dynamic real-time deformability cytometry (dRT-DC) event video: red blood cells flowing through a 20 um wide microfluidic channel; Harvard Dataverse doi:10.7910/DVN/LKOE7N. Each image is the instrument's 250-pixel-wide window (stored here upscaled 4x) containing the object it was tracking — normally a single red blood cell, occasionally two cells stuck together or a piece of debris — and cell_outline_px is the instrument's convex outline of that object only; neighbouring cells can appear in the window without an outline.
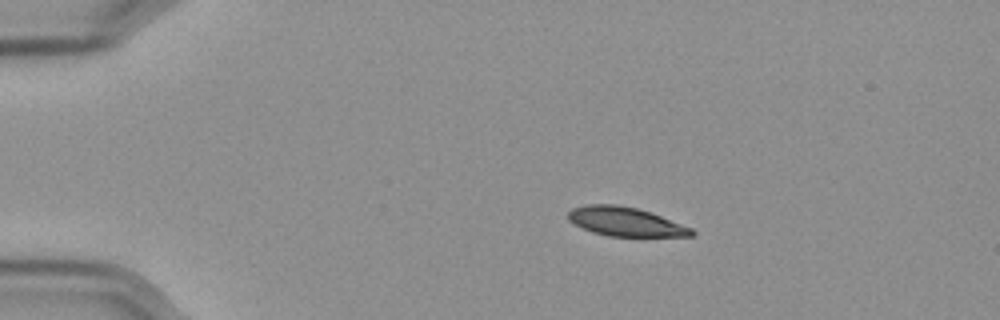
{"species": "Egyptian fruit bat (a non-hibernating species)", "species_latin": "Rousettus aegyptiacus", "temperature_condition": "cold", "stored_images_in_passage": 47, "camera_frame_rate_fps": 3000, "um_per_image_px": 0.085, "frame": {"image": 1, "passage_image": 1, "time_ms": 0.0, "image_size_px": [1000, 320], "cell_outline_px": [[696, 232], [692, 236], [608, 236], [592, 232], [568, 220], [568, 212], [572, 208], [584, 204], [616, 204], [636, 208], [660, 216], [692, 228]], "centroid_in_image_um": [53.13, 18.84], "position_along_channel_um": 31.9, "area_um2": 20.63}}
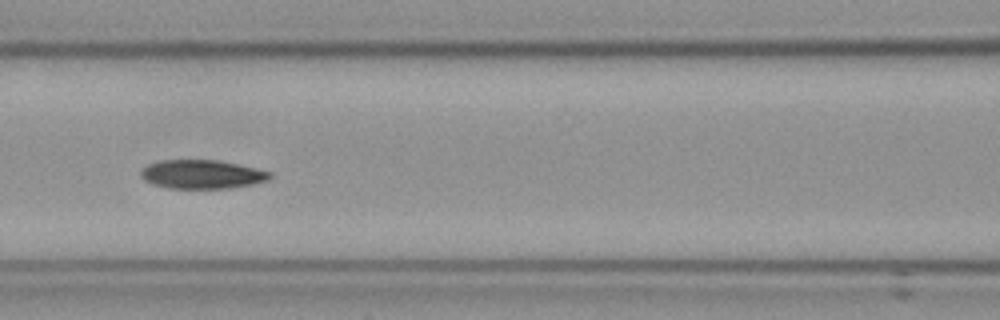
{"frame": {"image": 2, "passage_image": 16, "time_ms": 5.0, "image_size_px": [1000, 320], "cell_outline_px": [[272, 176], [268, 180], [252, 184], [228, 188], [168, 188], [152, 184], [144, 180], [140, 176], [140, 172], [148, 164], [160, 160], [216, 160], [256, 168], [272, 172]], "centroid_in_image_um": [17.15, 14.81], "position_along_channel_um": 149.5, "area_um2": 21.56}}
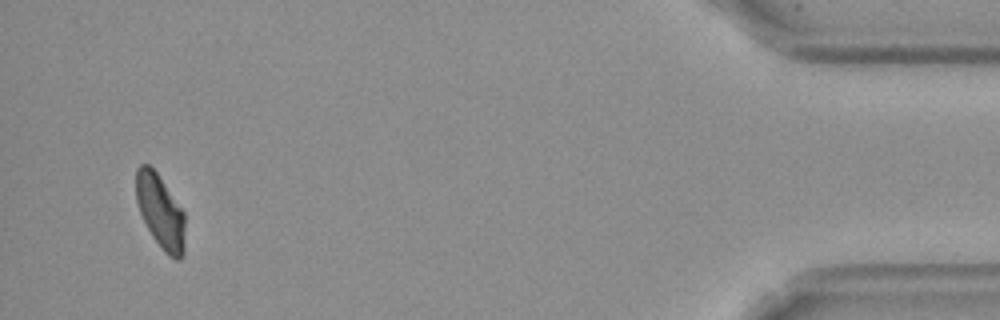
{"frame": {"image": 3, "passage_image": 45, "time_ms": 14.667, "image_size_px": [1000, 320], "cell_outline_px": [[184, 252], [180, 260], [176, 260], [168, 256], [160, 248], [152, 236], [140, 212], [136, 200], [136, 168], [140, 164], [148, 164], [156, 172], [184, 212]], "centroid_in_image_um": [13.63, 18.01], "position_along_channel_um": 421.6, "area_um2": 20.92}, "authors_computed_cell_mechanics": {"area_um2": 22.3686, "velocity_mm_per_s": 3.5532, "shape_relaxation_time_tau1_ms": 8.0428, "shape_relaxation_time_tau2_ms": 5.1139, "deformation_change_tau1": 0.1803, "deformation_change_tau2": 0.0947}}